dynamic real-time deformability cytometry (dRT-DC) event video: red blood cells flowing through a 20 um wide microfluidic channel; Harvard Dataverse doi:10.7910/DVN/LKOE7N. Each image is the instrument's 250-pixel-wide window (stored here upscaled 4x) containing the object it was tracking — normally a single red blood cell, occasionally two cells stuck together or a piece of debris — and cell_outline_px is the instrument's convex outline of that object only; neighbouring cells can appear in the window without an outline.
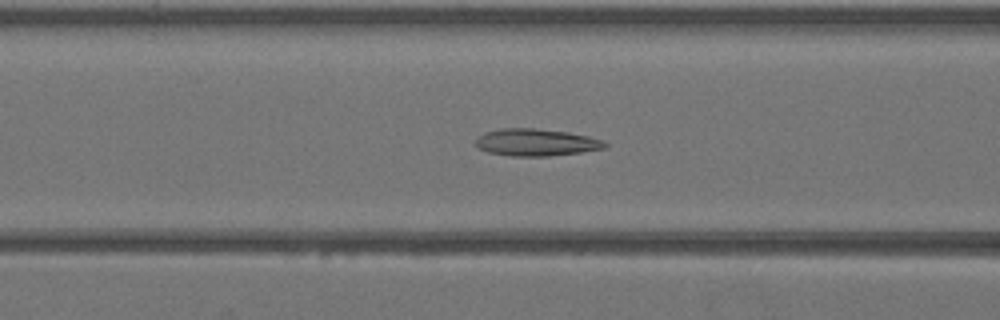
{"species": "Egyptian fruit bat (a non-hibernating species)", "species_latin": "Rousettus aegyptiacus", "temperature_condition": "warm", "stored_images_in_passage": 43, "camera_frame_rate_fps": 3000, "um_per_image_px": 0.085, "animal": {"sex": "female"}, "frame": {"image": 1, "passage_image": 17, "time_ms": 5.333, "image_size_px": [1000, 320], "cell_outline_px": [[608, 144], [604, 148], [580, 152], [548, 156], [512, 156], [488, 152], [476, 148], [476, 140], [484, 132], [500, 128], [532, 128], [568, 132], [588, 136], [604, 140]], "centroid_in_image_um": [45.55, 12.1], "position_along_channel_um": 121.0, "area_um2": 20.4}}
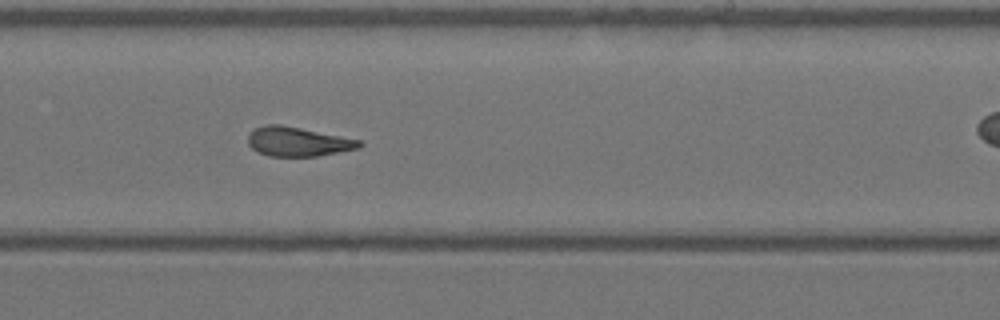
{"frame": {"image": 2, "passage_image": 26, "time_ms": 8.333, "image_size_px": [1000, 320], "cell_outline_px": [[364, 144], [360, 148], [316, 156], [268, 156], [252, 148], [248, 144], [248, 132], [264, 124], [280, 124], [360, 140]], "centroid_in_image_um": [25.3, 12.03], "position_along_channel_um": 263.7, "area_um2": 18.9}}
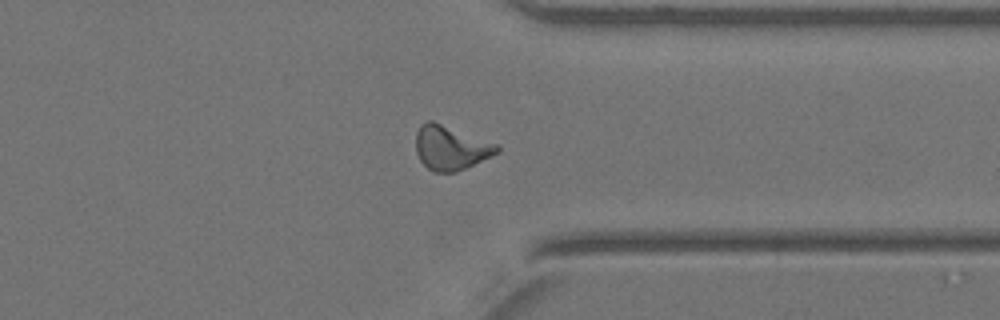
{"frame": {"image": 3, "passage_image": 33, "time_ms": 10.667, "image_size_px": [1000, 320], "cell_outline_px": [[500, 152], [456, 172], [436, 172], [428, 168], [420, 160], [416, 152], [416, 132], [420, 124], [428, 120], [432, 120], [500, 144]], "centroid_in_image_um": [38.33, 12.54], "position_along_channel_um": 373.1, "area_um2": 21.1}}